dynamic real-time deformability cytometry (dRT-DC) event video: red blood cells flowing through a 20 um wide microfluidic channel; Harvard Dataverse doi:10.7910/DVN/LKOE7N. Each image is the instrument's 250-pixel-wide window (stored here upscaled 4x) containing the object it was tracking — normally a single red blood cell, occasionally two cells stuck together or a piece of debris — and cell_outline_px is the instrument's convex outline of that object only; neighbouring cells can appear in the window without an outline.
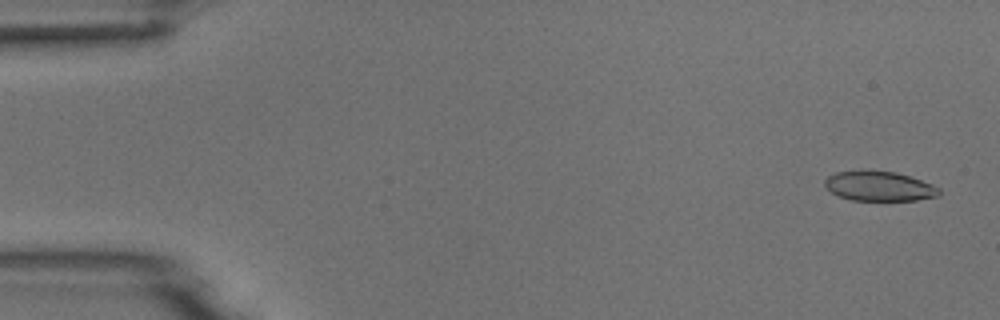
{"species": "common noctule bat (a hibernating species)", "species_latin": "Nyctalus noctula", "temperature_condition": "room temperature", "stored_images_in_passage": 7, "camera_frame_rate_fps": 3000, "um_per_image_px": 0.085, "animal": {"sex": "male", "body_mass_g": 18.8}, "frame": {"image": 1, "passage_image": 1, "time_ms": 0.0, "image_size_px": [1000, 320], "cell_outline_px": [[940, 192], [936, 196], [916, 200], [852, 200], [840, 196], [832, 192], [824, 184], [824, 180], [828, 176], [836, 172], [896, 172], [932, 184], [940, 188]], "centroid_in_image_um": [74.75, 15.84], "position_along_channel_um": 10.3, "area_um2": 19.13}}
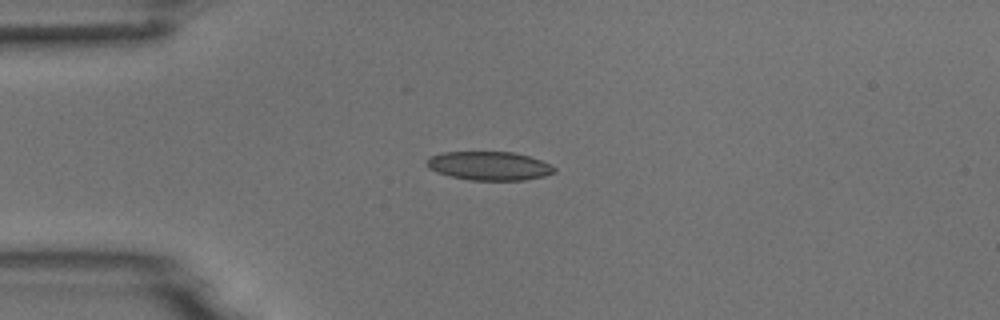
{"frame": {"image": 2, "passage_image": 4, "time_ms": 3.667, "image_size_px": [1000, 320], "cell_outline_px": [[556, 172], [544, 176], [524, 180], [468, 180], [448, 176], [436, 172], [428, 168], [424, 164], [424, 160], [432, 156], [444, 152], [512, 152], [528, 156], [552, 164], [556, 168]], "centroid_in_image_um": [41.55, 14.1], "position_along_channel_um": 43.4, "area_um2": 21.56}}